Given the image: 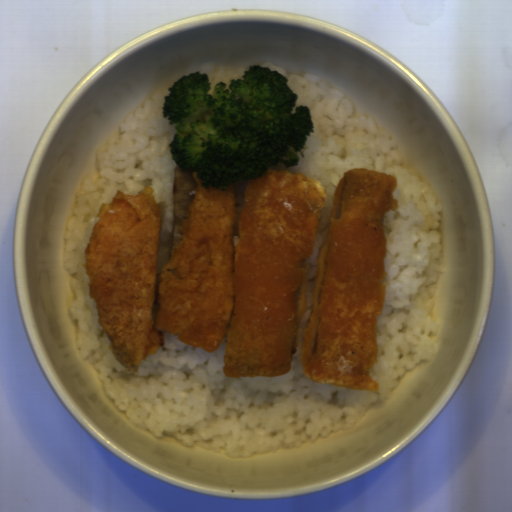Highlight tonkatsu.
<instances>
[{"instance_id":"3a3dc1c2","label":"tonkatsu","mask_w":512,"mask_h":512,"mask_svg":"<svg viewBox=\"0 0 512 512\" xmlns=\"http://www.w3.org/2000/svg\"><path fill=\"white\" fill-rule=\"evenodd\" d=\"M398 181L357 167L337 184L319 250L300 364L317 383L379 393L377 321L386 300L385 214L397 210Z\"/></svg>"},{"instance_id":"d4beea91","label":"tonkatsu","mask_w":512,"mask_h":512,"mask_svg":"<svg viewBox=\"0 0 512 512\" xmlns=\"http://www.w3.org/2000/svg\"><path fill=\"white\" fill-rule=\"evenodd\" d=\"M149 185L100 205L84 251L88 293L115 359L133 374L165 333L206 352L225 339L226 377L284 376L299 348L310 262L327 203L319 179L269 168L202 187L173 168L168 261Z\"/></svg>"}]
</instances>
